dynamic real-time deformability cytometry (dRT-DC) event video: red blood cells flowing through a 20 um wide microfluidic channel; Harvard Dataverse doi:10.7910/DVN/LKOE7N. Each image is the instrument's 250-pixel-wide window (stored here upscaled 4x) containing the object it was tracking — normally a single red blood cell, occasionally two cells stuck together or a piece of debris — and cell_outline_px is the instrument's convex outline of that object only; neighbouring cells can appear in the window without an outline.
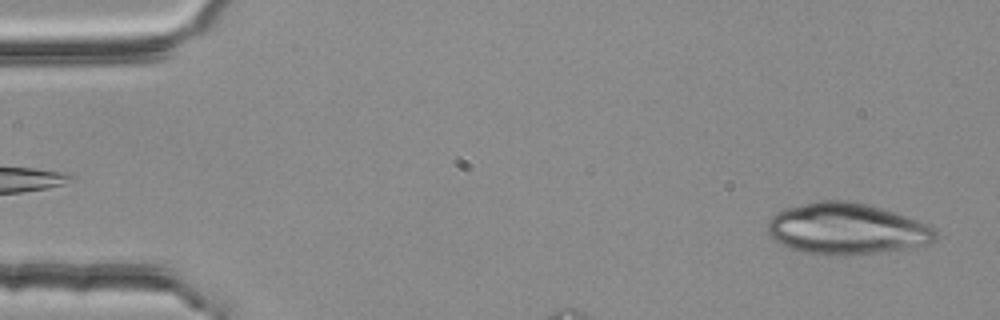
{"species": "common noctule bat (a hibernating species)", "species_latin": "Nyctalus noctula", "temperature_condition": "room temperature", "stored_images_in_passage": 3, "camera_frame_rate_fps": 3000, "um_per_image_px": 0.085, "animal": {"sex": "female", "body_mass_g": 25.1}, "frame": {"image": 1, "passage_image": 3, "time_ms": 0.667, "image_size_px": [1000, 320], "cell_outline_px": [[936, 240], [932, 244], [912, 248], [844, 256], [824, 256], [804, 252], [792, 248], [776, 240], [768, 232], [768, 220], [776, 212], [784, 208], [820, 200], [844, 200], [864, 204], [880, 208], [928, 224], [936, 228]], "centroid_in_image_um": [71.99, 19.46], "position_along_channel_um": 13.0, "area_um2": 50.23}}